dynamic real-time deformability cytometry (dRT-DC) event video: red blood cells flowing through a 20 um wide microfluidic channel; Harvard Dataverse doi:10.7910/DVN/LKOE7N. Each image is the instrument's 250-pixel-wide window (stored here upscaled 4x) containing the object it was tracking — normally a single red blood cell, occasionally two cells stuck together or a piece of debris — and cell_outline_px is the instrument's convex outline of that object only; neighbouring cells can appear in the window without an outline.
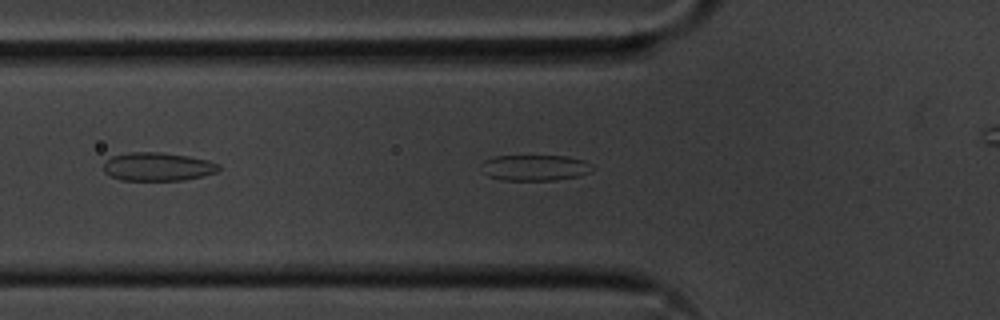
{"species": "common noctule bat (a hibernating species)", "species_latin": "Nyctalus noctula", "temperature_condition": "cold", "stored_images_in_passage": 44, "camera_frame_rate_fps": 3000, "um_per_image_px": 0.085, "animal": {"sex": "male", "body_mass_g": 20.1, "forearm_length_mm": 53.5}, "frame": {"image": 1, "passage_image": 6, "time_ms": 1.667, "image_size_px": [1000, 320], "cell_outline_px": [[596, 168], [592, 172], [580, 176], [556, 180], [500, 180], [488, 176], [484, 172], [480, 164], [484, 160], [496, 156], [568, 156], [584, 160], [592, 164]], "centroid_in_image_um": [45.52, 14.26], "position_along_channel_um": 80.3, "area_um2": 17.05}}
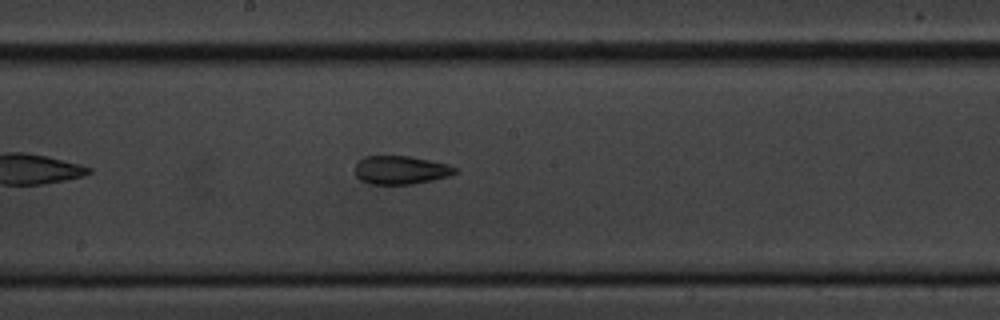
{"frame": {"image": 2, "passage_image": 17, "time_ms": 5.333, "image_size_px": [1000, 320], "cell_outline_px": [[456, 172], [448, 176], [432, 180], [412, 184], [368, 184], [360, 180], [356, 176], [356, 164], [364, 156], [408, 156], [448, 164], [456, 168]], "centroid_in_image_um": [34.03, 14.46], "position_along_channel_um": 214.2, "area_um2": 16.42}}
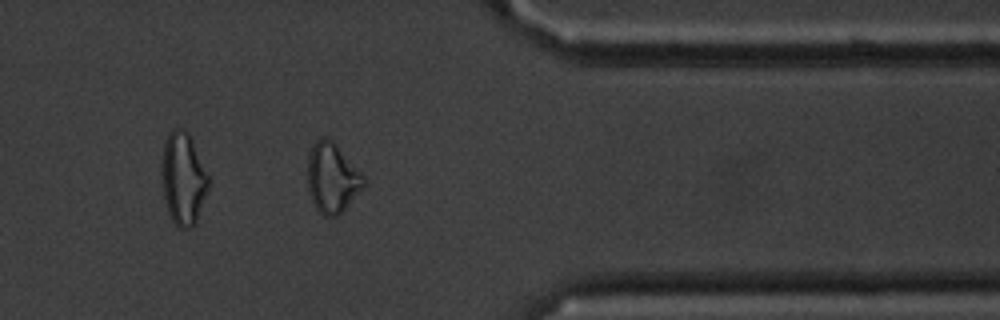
{"frame": {"image": 3, "passage_image": 32, "time_ms": 10.333, "image_size_px": [1000, 320], "cell_outline_px": [[368, 184], [336, 216], [324, 216], [316, 208], [308, 192], [308, 156], [312, 144], [320, 136], [328, 136], [336, 144], [368, 180]], "centroid_in_image_um": [28.25, 15.09], "position_along_channel_um": 383.2, "area_um2": 22.95}, "authors_computed_cell_mechanics": {"area_um2": 16.9932, "velocity_mm_per_s": 3.6307, "shape_relaxation_time_tau1_ms": 8.4626, "shape_relaxation_time_tau2_ms": 3.3889, "deformation_change_tau1": 0.1646, "deformation_change_tau2": 0.1021}}